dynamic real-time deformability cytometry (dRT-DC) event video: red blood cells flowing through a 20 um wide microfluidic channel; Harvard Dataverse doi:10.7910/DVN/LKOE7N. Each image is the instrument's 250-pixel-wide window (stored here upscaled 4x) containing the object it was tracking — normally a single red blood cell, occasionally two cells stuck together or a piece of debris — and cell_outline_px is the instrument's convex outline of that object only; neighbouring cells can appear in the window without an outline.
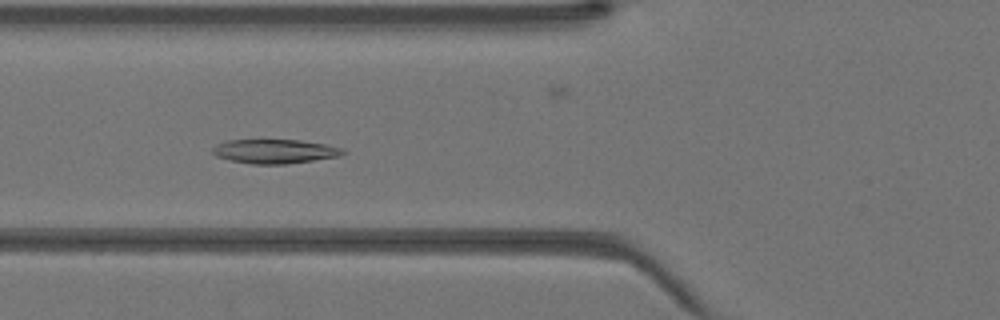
{"species": "Egyptian fruit bat (a non-hibernating species)", "species_latin": "Rousettus aegyptiacus", "temperature_condition": "warm", "stored_images_in_passage": 44, "segment_of_instrument_passage": [1, 2], "camera_frame_rate_fps": 3000, "um_per_image_px": 0.085, "animal": {"sex": "female"}, "frame": {"image": 1, "passage_image": 16, "time_ms": 5.0, "image_size_px": [1000, 320], "cell_outline_px": [[348, 152], [340, 156], [284, 164], [252, 164], [232, 160], [216, 156], [212, 152], [212, 148], [216, 144], [228, 140], [300, 140], [324, 144], [344, 148]], "centroid_in_image_um": [23.38, 12.86], "position_along_channel_um": 102.4, "area_um2": 18.26}}
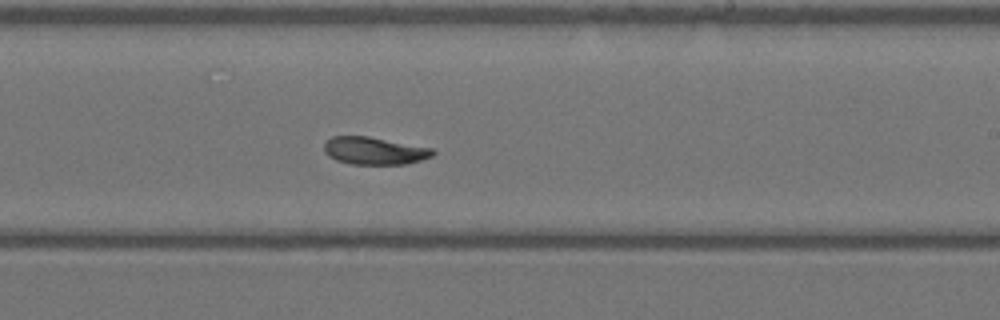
{"frame": {"image": 2, "passage_image": 26, "time_ms": 8.333, "image_size_px": [1000, 320], "cell_outline_px": [[436, 152], [432, 156], [408, 164], [352, 164], [336, 160], [328, 156], [324, 152], [324, 144], [332, 136], [368, 136], [432, 148]], "centroid_in_image_um": [31.81, 12.82], "position_along_channel_um": 257.2, "area_um2": 17.4}}
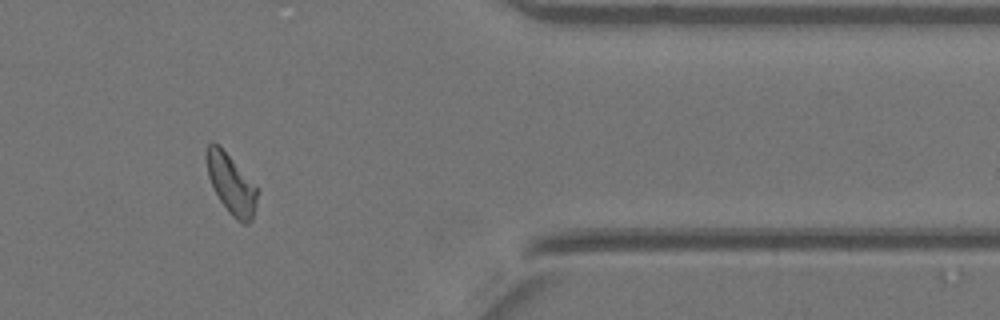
{"frame": {"image": 3, "passage_image": 36, "time_ms": 11.667, "image_size_px": [1000, 320], "cell_outline_px": [[260, 188], [252, 220], [248, 224], [244, 224], [236, 220], [228, 212], [220, 200], [208, 176], [204, 156], [204, 152], [208, 144], [212, 140]], "centroid_in_image_um": [19.66, 15.66], "position_along_channel_um": 391.7, "area_um2": 17.74}}